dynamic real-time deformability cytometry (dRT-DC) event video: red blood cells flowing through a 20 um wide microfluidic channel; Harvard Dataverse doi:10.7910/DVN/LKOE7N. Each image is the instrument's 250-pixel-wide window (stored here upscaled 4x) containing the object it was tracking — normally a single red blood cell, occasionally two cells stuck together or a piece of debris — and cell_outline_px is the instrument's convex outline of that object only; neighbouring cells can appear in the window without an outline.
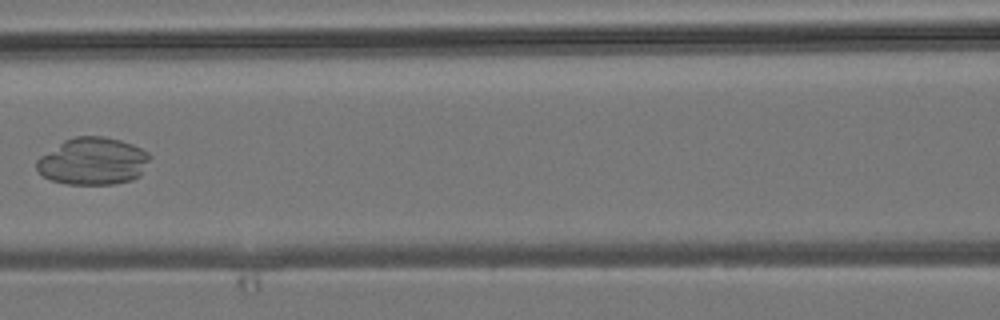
{"species": "common noctule bat (a hibernating species)", "species_latin": "Nyctalus noctula", "temperature_condition": "room temperature", "stored_images_in_passage": 5, "camera_frame_rate_fps": 3000, "um_per_image_px": 0.085, "animal": {"sex": "male", "body_mass_g": 19.2, "forearm_length_mm": 51.8}, "frame": {"image": 1, "passage_image": 5, "time_ms": 4.667, "image_size_px": [1000, 320], "cell_outline_px": [[152, 156], [140, 176], [132, 180], [112, 184], [68, 184], [52, 180], [44, 176], [36, 168], [36, 160], [40, 156], [64, 140], [76, 136], [104, 136], [120, 140], [132, 144], [148, 152]], "centroid_in_image_um": [7.92, 13.7], "position_along_channel_um": 158.7, "area_um2": 31.21}}